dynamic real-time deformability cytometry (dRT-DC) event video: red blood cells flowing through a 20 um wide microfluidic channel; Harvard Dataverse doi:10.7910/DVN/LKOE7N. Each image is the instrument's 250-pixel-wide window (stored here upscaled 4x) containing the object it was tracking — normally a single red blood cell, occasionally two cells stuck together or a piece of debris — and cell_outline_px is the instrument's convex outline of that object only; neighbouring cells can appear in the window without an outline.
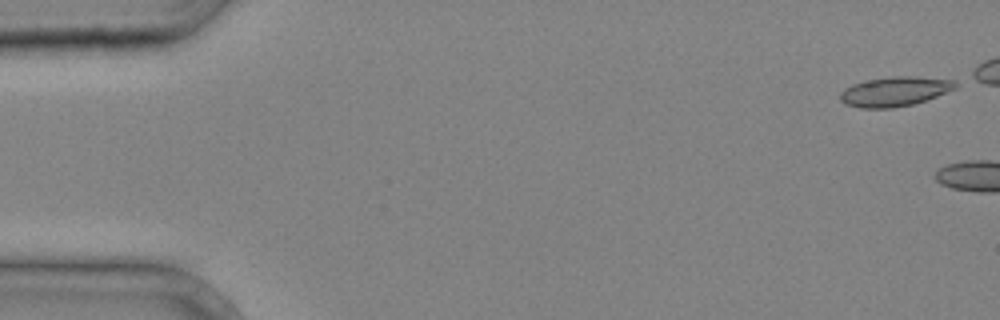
{"species": "common noctule bat (a hibernating species)", "species_latin": "Nyctalus noctula", "temperature_condition": "cold", "stored_images_in_passage": 3, "camera_frame_rate_fps": 3000, "um_per_image_px": 0.085, "animal": {"sex": "male", "body_mass_g": 20.4}, "frame": {"image": 1, "passage_image": 1, "time_ms": 0.0, "image_size_px": [1000, 320], "cell_outline_px": [[956, 88], [936, 96], [912, 104], [892, 108], [860, 108], [844, 104], [840, 100], [840, 92], [844, 88], [852, 84], [864, 80], [892, 76], [916, 76], [956, 80]], "centroid_in_image_um": [76.01, 7.76], "position_along_channel_um": 9.0, "area_um2": 19.94}}